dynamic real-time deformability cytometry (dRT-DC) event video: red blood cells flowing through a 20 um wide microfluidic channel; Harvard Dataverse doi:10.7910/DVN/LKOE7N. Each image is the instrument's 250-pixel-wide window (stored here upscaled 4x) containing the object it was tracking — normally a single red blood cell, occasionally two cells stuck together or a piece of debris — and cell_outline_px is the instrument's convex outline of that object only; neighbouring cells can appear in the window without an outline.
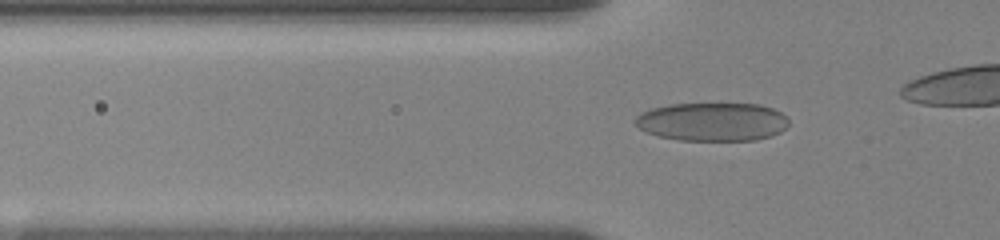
{"species": "human", "species_latin": "Homo sapiens", "temperature_condition": "room temperature", "stored_images_in_passage": 70, "camera_frame_rate_fps": 3000, "um_per_image_px": 0.085, "donor": {"sex": "female"}, "frame": {"image": 1, "passage_image": 29, "time_ms": 6.0, "image_size_px": [1000, 240], "cell_outline_px": [[788, 124], [780, 132], [772, 136], [756, 140], [680, 140], [656, 136], [640, 128], [636, 124], [636, 116], [652, 108], [672, 104], [760, 104], [772, 108], [780, 112], [788, 120]], "centroid_in_image_um": [60.57, 10.35], "position_along_channel_um": 65.2, "area_um2": 34.16}}
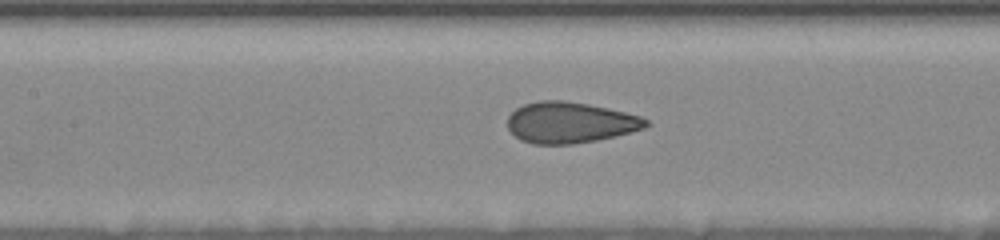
{"frame": {"image": 2, "passage_image": 42, "time_ms": 8.667, "image_size_px": [1000, 240], "cell_outline_px": [[652, 124], [644, 128], [632, 132], [596, 140], [572, 144], [532, 144], [520, 140], [508, 128], [508, 116], [516, 108], [524, 104], [540, 100], [564, 100], [588, 104], [608, 108], [640, 116], [648, 120]], "centroid_in_image_um": [48.46, 10.41], "position_along_channel_um": 158.9, "area_um2": 33.12}}
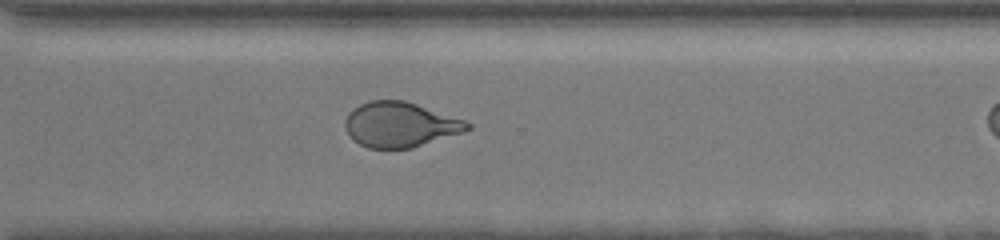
{"frame": {"image": 3, "passage_image": 67, "time_ms": 13.667, "image_size_px": [1000, 240], "cell_outline_px": [[472, 128], [464, 132], [412, 148], [368, 148], [352, 140], [348, 136], [344, 128], [344, 120], [348, 112], [352, 108], [360, 104], [372, 100], [404, 100], [464, 120], [472, 124]], "centroid_in_image_um": [33.97, 10.6], "position_along_channel_um": 336.6, "area_um2": 32.25}}